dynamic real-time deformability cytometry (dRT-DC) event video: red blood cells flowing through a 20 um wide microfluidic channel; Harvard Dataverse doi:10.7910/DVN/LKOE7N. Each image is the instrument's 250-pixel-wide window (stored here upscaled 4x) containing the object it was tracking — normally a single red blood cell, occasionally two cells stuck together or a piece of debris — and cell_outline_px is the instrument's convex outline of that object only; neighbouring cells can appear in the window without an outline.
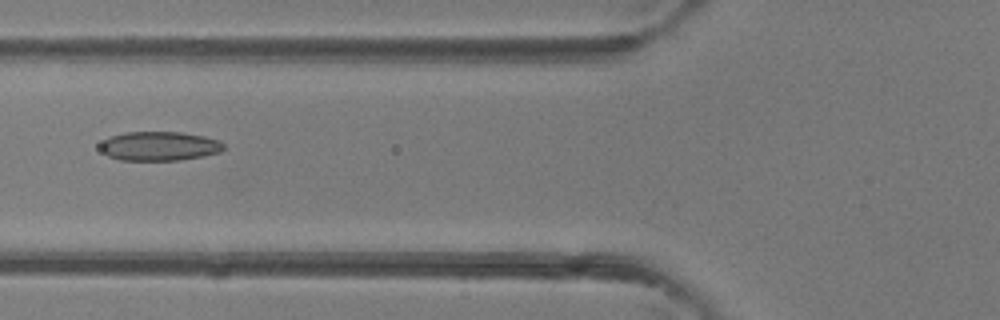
{"species": "common noctule bat (a hibernating species)", "species_latin": "Nyctalus noctula", "temperature_condition": "room temperature", "stored_images_in_passage": 3, "camera_frame_rate_fps": 3000, "um_per_image_px": 0.085, "animal": {"sex": "female"}, "frame": {"image": 1, "passage_image": 3, "time_ms": 3.0, "image_size_px": [1000, 320], "cell_outline_px": [[224, 148], [220, 152], [204, 156], [180, 160], [120, 160], [108, 156], [100, 148], [100, 144], [104, 140], [112, 136], [124, 132], [180, 132], [204, 136], [220, 140], [224, 144]], "centroid_in_image_um": [13.57, 12.42], "position_along_channel_um": 112.2, "area_um2": 20.98}}